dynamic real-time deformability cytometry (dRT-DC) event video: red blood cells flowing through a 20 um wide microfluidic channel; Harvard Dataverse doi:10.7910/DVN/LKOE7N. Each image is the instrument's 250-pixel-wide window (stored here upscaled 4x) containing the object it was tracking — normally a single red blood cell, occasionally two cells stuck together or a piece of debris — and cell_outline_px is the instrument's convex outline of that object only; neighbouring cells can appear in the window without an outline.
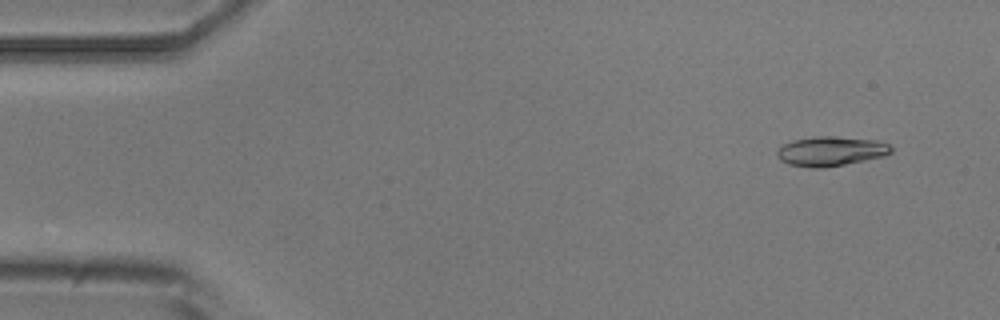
{"species": "common noctule bat (a hibernating species)", "species_latin": "Nyctalus noctula", "temperature_condition": "room temperature", "stored_images_in_passage": 11, "camera_frame_rate_fps": 3000, "um_per_image_px": 0.085, "animal": {"sex": "male", "body_mass_g": 20.5, "forearm_length_mm": 52.5}, "frame": {"image": 1, "passage_image": 1, "time_ms": 0.0, "image_size_px": [1000, 320], "cell_outline_px": [[892, 152], [884, 156], [824, 168], [812, 168], [788, 164], [780, 160], [776, 156], [776, 152], [784, 144], [792, 140], [816, 136], [836, 136], [876, 140], [888, 144], [892, 148]], "centroid_in_image_um": [70.6, 12.85], "position_along_channel_um": 14.4, "area_um2": 19.65}}
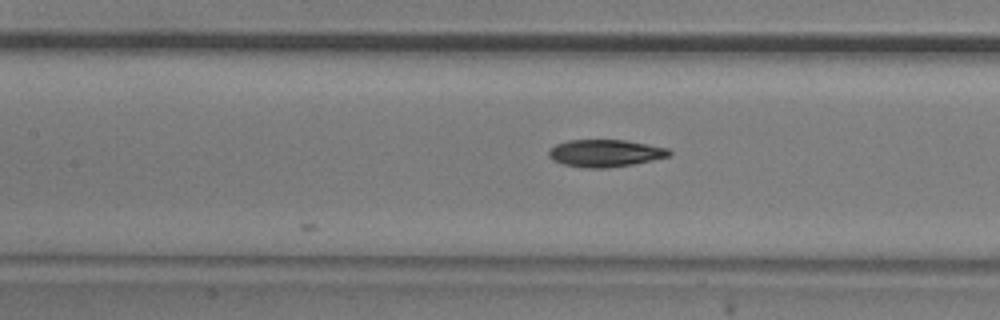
{"frame": {"image": 2, "passage_image": 6, "time_ms": 6.667, "image_size_px": [1000, 320], "cell_outline_px": [[672, 152], [668, 156], [652, 160], [632, 164], [604, 168], [584, 168], [564, 164], [552, 160], [548, 156], [548, 152], [556, 144], [568, 140], [624, 140], [668, 148]], "centroid_in_image_um": [51.41, 13.02], "position_along_channel_um": 156.0, "area_um2": 18.96}}
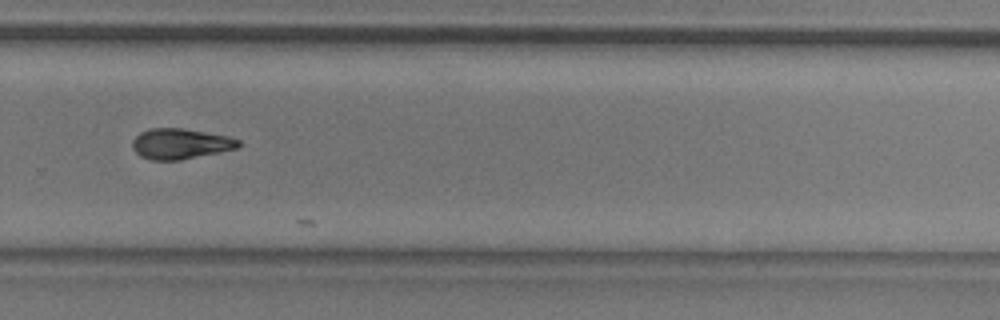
{"frame": {"image": 3, "passage_image": 10, "time_ms": 11.0, "image_size_px": [1000, 320], "cell_outline_px": [[240, 148], [180, 160], [152, 160], [140, 156], [132, 148], [132, 140], [140, 132], [152, 128], [184, 128], [228, 136], [240, 140]], "centroid_in_image_um": [15.34, 12.22], "position_along_channel_um": 314.5, "area_um2": 18.96}}